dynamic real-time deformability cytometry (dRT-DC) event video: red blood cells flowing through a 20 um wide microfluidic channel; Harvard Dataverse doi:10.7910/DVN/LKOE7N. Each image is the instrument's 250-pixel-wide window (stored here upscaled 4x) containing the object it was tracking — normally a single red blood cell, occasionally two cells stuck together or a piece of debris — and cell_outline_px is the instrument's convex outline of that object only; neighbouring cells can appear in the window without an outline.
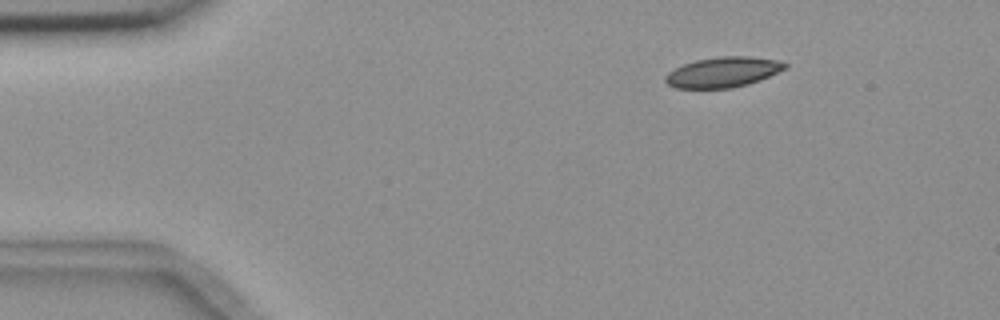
{"species": "common noctule bat (a hibernating species)", "species_latin": "Nyctalus noctula", "temperature_condition": "room temperature", "stored_images_in_passage": 4, "camera_frame_rate_fps": 3000, "um_per_image_px": 0.085, "animal": {"sex": "female", "body_mass_g": 18.4}, "frame": {"image": 1, "passage_image": 1, "time_ms": 0.0, "image_size_px": [1000, 320], "cell_outline_px": [[788, 68], [760, 80], [748, 84], [732, 88], [676, 88], [668, 84], [664, 80], [664, 76], [668, 72], [684, 64], [696, 60], [720, 56], [748, 56], [780, 60], [788, 64]], "centroid_in_image_um": [61.49, 6.13], "position_along_channel_um": 23.5, "area_um2": 21.21}}
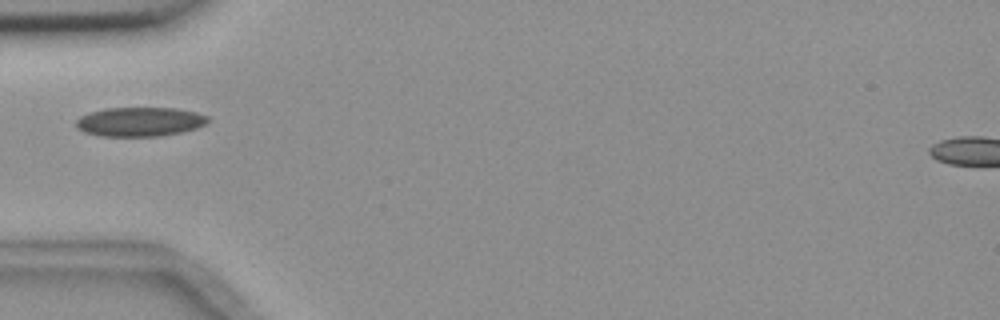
{"frame": {"image": 2, "passage_image": 4, "time_ms": 3.333, "image_size_px": [1000, 320], "cell_outline_px": [[212, 120], [208, 124], [196, 128], [180, 132], [160, 136], [100, 136], [84, 132], [76, 128], [76, 120], [80, 116], [88, 112], [104, 108], [176, 108], [196, 112], [208, 116]], "centroid_in_image_um": [11.89, 10.34], "position_along_channel_um": 73.1, "area_um2": 22.72}}